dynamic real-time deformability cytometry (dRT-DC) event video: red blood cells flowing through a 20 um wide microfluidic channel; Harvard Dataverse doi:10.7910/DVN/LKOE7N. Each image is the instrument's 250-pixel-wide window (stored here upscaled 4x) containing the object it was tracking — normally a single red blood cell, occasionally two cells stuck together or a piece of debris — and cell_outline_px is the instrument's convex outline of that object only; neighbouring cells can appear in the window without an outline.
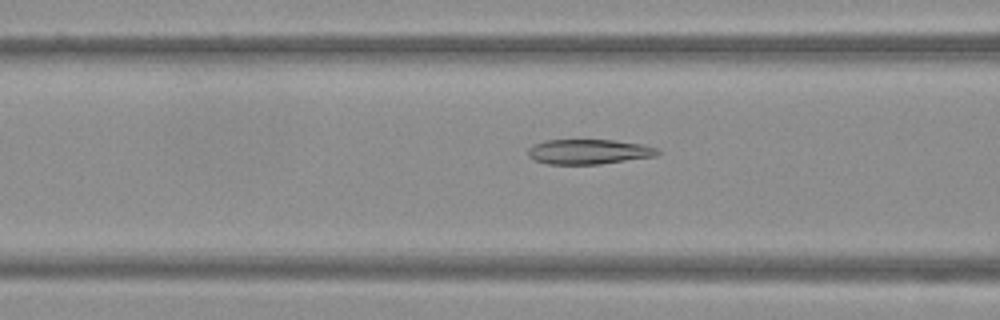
{"species": "Egyptian fruit bat (a non-hibernating species)", "species_latin": "Rousettus aegyptiacus", "temperature_condition": "warm", "stored_images_in_passage": 50, "camera_frame_rate_fps": 3000, "um_per_image_px": 0.085, "frame": {"image": 1, "passage_image": 20, "time_ms": 6.333, "image_size_px": [1000, 320], "cell_outline_px": [[660, 152], [656, 156], [600, 164], [548, 164], [536, 160], [528, 156], [528, 148], [532, 144], [544, 140], [612, 140], [644, 144], [660, 148]], "centroid_in_image_um": [50.06, 12.89], "position_along_channel_um": 116.5, "area_um2": 18.96}}
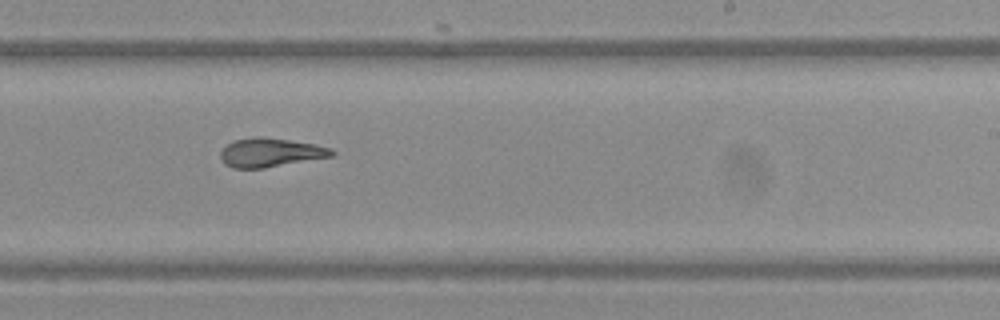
{"frame": {"image": 2, "passage_image": 31, "time_ms": 10.0, "image_size_px": [1000, 320], "cell_outline_px": [[336, 152], [332, 156], [264, 168], [232, 168], [224, 164], [220, 160], [220, 152], [232, 140], [252, 136], [256, 136], [288, 140], [316, 144], [332, 148]], "centroid_in_image_um": [22.96, 12.96], "position_along_channel_um": 266.0, "area_um2": 18.79}}
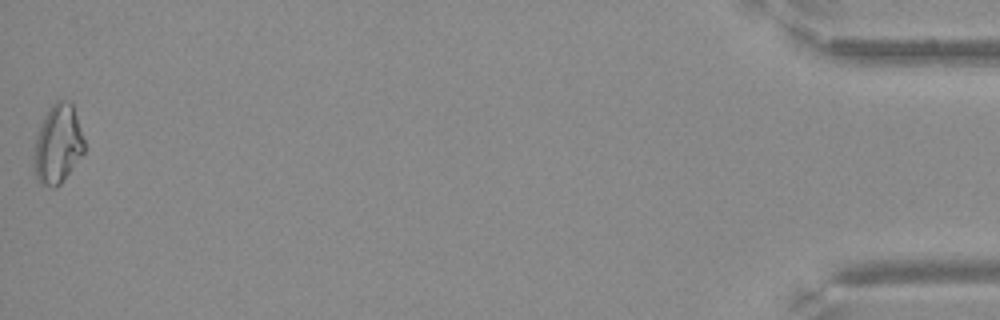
{"frame": {"image": 3, "passage_image": 50, "time_ms": 16.333, "image_size_px": [1000, 320], "cell_outline_px": [[84, 152], [60, 184], [56, 188], [52, 188], [40, 184], [36, 180], [32, 156], [36, 136], [40, 124], [48, 108], [56, 100], [68, 100], [72, 104], [84, 140]], "centroid_in_image_um": [4.87, 12.27], "position_along_channel_um": 430.3, "area_um2": 23.29}}